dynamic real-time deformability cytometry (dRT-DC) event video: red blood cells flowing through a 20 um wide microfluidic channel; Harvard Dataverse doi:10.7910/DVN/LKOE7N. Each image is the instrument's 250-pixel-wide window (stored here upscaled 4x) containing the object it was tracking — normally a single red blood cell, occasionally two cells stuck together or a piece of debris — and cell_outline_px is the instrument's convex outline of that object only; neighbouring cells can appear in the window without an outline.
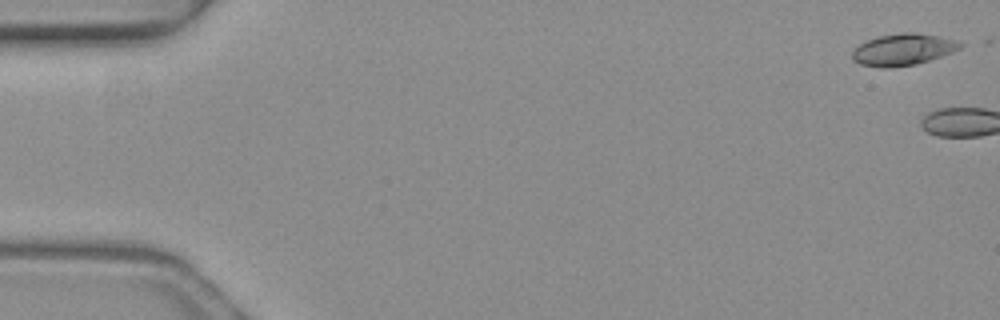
{"species": "common noctule bat (a hibernating species)", "species_latin": "Nyctalus noctula", "temperature_condition": "warm", "stored_images_in_passage": 3, "camera_frame_rate_fps": 3000, "um_per_image_px": 0.085, "animal": {"sex": "female", "body_mass_g": 19.3, "forearm_length_mm": 54.1}, "frame": {"image": 1, "passage_image": 1, "time_ms": 0.0, "image_size_px": [1000, 320], "cell_outline_px": [[964, 44], [960, 48], [952, 52], [916, 64], [888, 68], [884, 68], [860, 64], [852, 60], [852, 52], [860, 44], [876, 36], [904, 32], [912, 32], [936, 36], [956, 40]], "centroid_in_image_um": [76.73, 4.21], "position_along_channel_um": 8.3, "area_um2": 19.71}}